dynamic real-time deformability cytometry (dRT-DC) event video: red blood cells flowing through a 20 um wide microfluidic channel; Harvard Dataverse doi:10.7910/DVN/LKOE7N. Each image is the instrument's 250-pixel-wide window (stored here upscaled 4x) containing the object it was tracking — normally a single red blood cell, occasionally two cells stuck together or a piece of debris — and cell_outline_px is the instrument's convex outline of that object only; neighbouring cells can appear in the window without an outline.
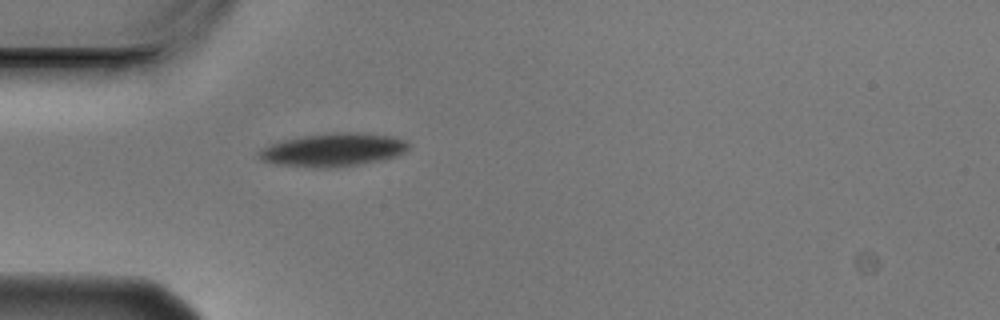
{"species": "Egyptian fruit bat (a non-hibernating species)", "species_latin": "Rousettus aegyptiacus", "temperature_condition": "cold", "stored_images_in_passage": 1, "camera_frame_rate_fps": 3000, "um_per_image_px": 0.085, "animal": {"sex": "male"}, "frame": {"image": 1, "passage_image": 1, "time_ms": 0.0, "image_size_px": [1000, 320], "cell_outline_px": [[408, 148], [404, 152], [396, 156], [380, 160], [360, 164], [332, 168], [316, 168], [276, 164], [264, 160], [260, 156], [260, 152], [264, 148], [280, 140], [304, 136], [332, 132], [356, 132], [388, 136], [404, 140], [408, 144]], "centroid_in_image_um": [28.33, 12.74], "position_along_channel_um": 56.7, "area_um2": 28.55}}